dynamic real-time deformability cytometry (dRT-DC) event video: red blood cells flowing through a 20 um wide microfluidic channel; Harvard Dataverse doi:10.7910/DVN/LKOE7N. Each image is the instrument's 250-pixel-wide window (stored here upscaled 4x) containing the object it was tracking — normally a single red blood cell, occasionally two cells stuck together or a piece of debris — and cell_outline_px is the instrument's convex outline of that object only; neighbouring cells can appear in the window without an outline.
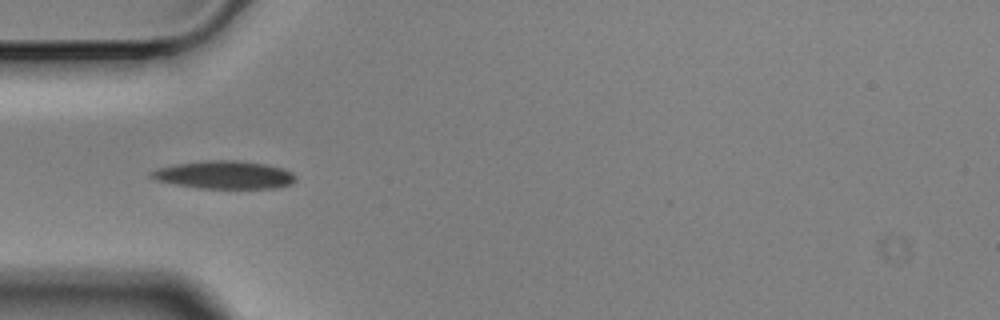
{"species": "Egyptian fruit bat (a non-hibernating species)", "species_latin": "Rousettus aegyptiacus", "temperature_condition": "cold", "stored_images_in_passage": 12, "camera_frame_rate_fps": 3000, "um_per_image_px": 0.085, "animal": {"sex": "male"}, "frame": {"image": 1, "passage_image": 4, "time_ms": 1.0, "image_size_px": [1000, 320], "cell_outline_px": [[296, 180], [292, 184], [276, 188], [200, 188], [176, 184], [156, 180], [148, 176], [148, 172], [156, 168], [176, 164], [208, 160], [236, 160], [268, 164], [284, 168], [292, 172], [296, 176]], "centroid_in_image_um": [19.09, 14.85], "position_along_channel_um": 65.9, "area_um2": 23.7}}
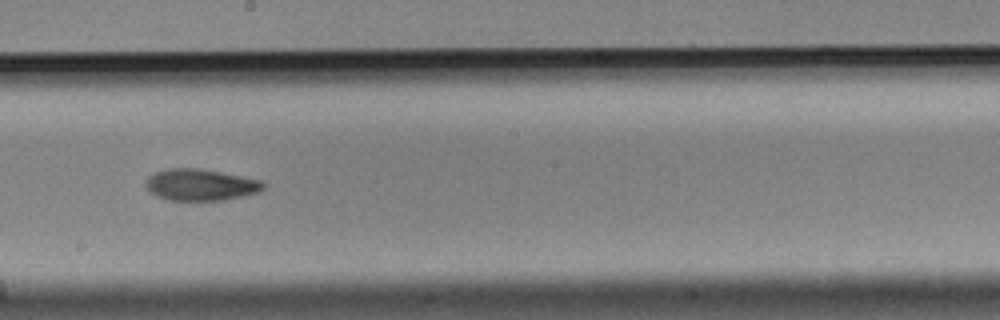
{"frame": {"image": 2, "passage_image": 8, "time_ms": 2.333, "image_size_px": [1000, 320], "cell_outline_px": [[264, 188], [260, 192], [224, 200], [168, 200], [156, 196], [144, 184], [148, 176], [156, 172], [168, 168], [200, 168], [260, 180], [264, 184]], "centroid_in_image_um": [17.03, 15.71], "position_along_channel_um": 231.2, "area_um2": 21.5}}
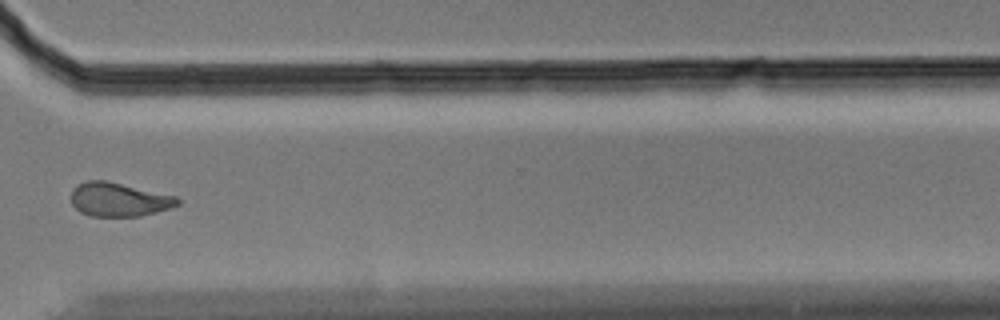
{"frame": {"image": 3, "passage_image": 11, "time_ms": 3.333, "image_size_px": [1000, 320], "cell_outline_px": [[180, 204], [172, 208], [140, 216], [88, 216], [80, 212], [72, 204], [72, 188], [76, 184], [88, 180], [104, 180], [176, 196], [180, 200]], "centroid_in_image_um": [10.1, 16.96], "position_along_channel_um": 360.5, "area_um2": 20.98}}